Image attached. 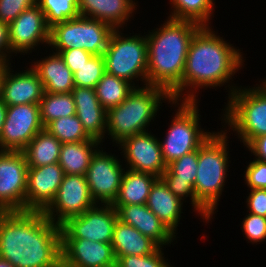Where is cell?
Masks as SVG:
<instances>
[{
  "instance_id": "cell-1",
  "label": "cell",
  "mask_w": 266,
  "mask_h": 267,
  "mask_svg": "<svg viewBox=\"0 0 266 267\" xmlns=\"http://www.w3.org/2000/svg\"><path fill=\"white\" fill-rule=\"evenodd\" d=\"M0 258L14 267H62L61 226L42 211H0Z\"/></svg>"
},
{
  "instance_id": "cell-2",
  "label": "cell",
  "mask_w": 266,
  "mask_h": 267,
  "mask_svg": "<svg viewBox=\"0 0 266 267\" xmlns=\"http://www.w3.org/2000/svg\"><path fill=\"white\" fill-rule=\"evenodd\" d=\"M210 28L201 26L190 41L181 81V97L184 95L182 101L196 102L199 88L226 85L243 65L241 51Z\"/></svg>"
},
{
  "instance_id": "cell-3",
  "label": "cell",
  "mask_w": 266,
  "mask_h": 267,
  "mask_svg": "<svg viewBox=\"0 0 266 267\" xmlns=\"http://www.w3.org/2000/svg\"><path fill=\"white\" fill-rule=\"evenodd\" d=\"M200 24L168 18L147 38V85L164 88L181 102V81L190 41Z\"/></svg>"
},
{
  "instance_id": "cell-4",
  "label": "cell",
  "mask_w": 266,
  "mask_h": 267,
  "mask_svg": "<svg viewBox=\"0 0 266 267\" xmlns=\"http://www.w3.org/2000/svg\"><path fill=\"white\" fill-rule=\"evenodd\" d=\"M171 103V95L158 86L135 87L118 106L107 110L106 132L112 141L119 144L123 139L148 131L157 115L162 100Z\"/></svg>"
},
{
  "instance_id": "cell-5",
  "label": "cell",
  "mask_w": 266,
  "mask_h": 267,
  "mask_svg": "<svg viewBox=\"0 0 266 267\" xmlns=\"http://www.w3.org/2000/svg\"><path fill=\"white\" fill-rule=\"evenodd\" d=\"M227 130L212 132L198 148L197 175L194 182L196 200L213 215L224 190L228 172Z\"/></svg>"
},
{
  "instance_id": "cell-6",
  "label": "cell",
  "mask_w": 266,
  "mask_h": 267,
  "mask_svg": "<svg viewBox=\"0 0 266 267\" xmlns=\"http://www.w3.org/2000/svg\"><path fill=\"white\" fill-rule=\"evenodd\" d=\"M231 88L223 118L228 129L232 128L246 146L266 134V80L256 88Z\"/></svg>"
},
{
  "instance_id": "cell-7",
  "label": "cell",
  "mask_w": 266,
  "mask_h": 267,
  "mask_svg": "<svg viewBox=\"0 0 266 267\" xmlns=\"http://www.w3.org/2000/svg\"><path fill=\"white\" fill-rule=\"evenodd\" d=\"M120 29H114L103 54L105 72L128 81L134 87V79L147 85V38L146 36H123ZM133 82V83H132Z\"/></svg>"
},
{
  "instance_id": "cell-8",
  "label": "cell",
  "mask_w": 266,
  "mask_h": 267,
  "mask_svg": "<svg viewBox=\"0 0 266 267\" xmlns=\"http://www.w3.org/2000/svg\"><path fill=\"white\" fill-rule=\"evenodd\" d=\"M198 101H172L171 104L179 105L170 128L163 142L160 141L163 159L166 165L172 161L197 150L210 136L199 125Z\"/></svg>"
},
{
  "instance_id": "cell-9",
  "label": "cell",
  "mask_w": 266,
  "mask_h": 267,
  "mask_svg": "<svg viewBox=\"0 0 266 267\" xmlns=\"http://www.w3.org/2000/svg\"><path fill=\"white\" fill-rule=\"evenodd\" d=\"M113 30L100 20L79 16L51 27L49 46L54 50L83 49L92 55H103Z\"/></svg>"
},
{
  "instance_id": "cell-10",
  "label": "cell",
  "mask_w": 266,
  "mask_h": 267,
  "mask_svg": "<svg viewBox=\"0 0 266 267\" xmlns=\"http://www.w3.org/2000/svg\"><path fill=\"white\" fill-rule=\"evenodd\" d=\"M96 205L86 176L65 174L54 199L42 212L61 226L69 218L79 216Z\"/></svg>"
},
{
  "instance_id": "cell-11",
  "label": "cell",
  "mask_w": 266,
  "mask_h": 267,
  "mask_svg": "<svg viewBox=\"0 0 266 267\" xmlns=\"http://www.w3.org/2000/svg\"><path fill=\"white\" fill-rule=\"evenodd\" d=\"M27 172L21 151H0V211H25Z\"/></svg>"
},
{
  "instance_id": "cell-12",
  "label": "cell",
  "mask_w": 266,
  "mask_h": 267,
  "mask_svg": "<svg viewBox=\"0 0 266 267\" xmlns=\"http://www.w3.org/2000/svg\"><path fill=\"white\" fill-rule=\"evenodd\" d=\"M43 129L39 104L7 106L0 151H22Z\"/></svg>"
},
{
  "instance_id": "cell-13",
  "label": "cell",
  "mask_w": 266,
  "mask_h": 267,
  "mask_svg": "<svg viewBox=\"0 0 266 267\" xmlns=\"http://www.w3.org/2000/svg\"><path fill=\"white\" fill-rule=\"evenodd\" d=\"M114 154H108L99 148L92 156L85 174L90 193L98 205H112L118 196L125 168Z\"/></svg>"
},
{
  "instance_id": "cell-14",
  "label": "cell",
  "mask_w": 266,
  "mask_h": 267,
  "mask_svg": "<svg viewBox=\"0 0 266 267\" xmlns=\"http://www.w3.org/2000/svg\"><path fill=\"white\" fill-rule=\"evenodd\" d=\"M117 220V211L112 205L98 206L97 204L83 214L69 218L63 223L61 238H82L112 243Z\"/></svg>"
},
{
  "instance_id": "cell-15",
  "label": "cell",
  "mask_w": 266,
  "mask_h": 267,
  "mask_svg": "<svg viewBox=\"0 0 266 267\" xmlns=\"http://www.w3.org/2000/svg\"><path fill=\"white\" fill-rule=\"evenodd\" d=\"M50 27L38 4L25 9L8 25L9 44L12 53L30 52L40 43H50Z\"/></svg>"
},
{
  "instance_id": "cell-16",
  "label": "cell",
  "mask_w": 266,
  "mask_h": 267,
  "mask_svg": "<svg viewBox=\"0 0 266 267\" xmlns=\"http://www.w3.org/2000/svg\"><path fill=\"white\" fill-rule=\"evenodd\" d=\"M129 170L152 174L161 178L167 165L163 159L158 138L148 131L123 139L119 145Z\"/></svg>"
},
{
  "instance_id": "cell-17",
  "label": "cell",
  "mask_w": 266,
  "mask_h": 267,
  "mask_svg": "<svg viewBox=\"0 0 266 267\" xmlns=\"http://www.w3.org/2000/svg\"><path fill=\"white\" fill-rule=\"evenodd\" d=\"M198 149L172 161L167 165L161 179L169 190L181 201L190 197L194 209L207 222L213 217L197 200L194 191V182L197 175Z\"/></svg>"
},
{
  "instance_id": "cell-18",
  "label": "cell",
  "mask_w": 266,
  "mask_h": 267,
  "mask_svg": "<svg viewBox=\"0 0 266 267\" xmlns=\"http://www.w3.org/2000/svg\"><path fill=\"white\" fill-rule=\"evenodd\" d=\"M62 267H109L116 264L111 243L61 238Z\"/></svg>"
},
{
  "instance_id": "cell-19",
  "label": "cell",
  "mask_w": 266,
  "mask_h": 267,
  "mask_svg": "<svg viewBox=\"0 0 266 267\" xmlns=\"http://www.w3.org/2000/svg\"><path fill=\"white\" fill-rule=\"evenodd\" d=\"M64 176L59 163L28 167L25 211H43L54 199Z\"/></svg>"
},
{
  "instance_id": "cell-20",
  "label": "cell",
  "mask_w": 266,
  "mask_h": 267,
  "mask_svg": "<svg viewBox=\"0 0 266 267\" xmlns=\"http://www.w3.org/2000/svg\"><path fill=\"white\" fill-rule=\"evenodd\" d=\"M10 64H5L1 84V100L7 106L20 104H39L45 90L38 74L31 68L15 72Z\"/></svg>"
},
{
  "instance_id": "cell-21",
  "label": "cell",
  "mask_w": 266,
  "mask_h": 267,
  "mask_svg": "<svg viewBox=\"0 0 266 267\" xmlns=\"http://www.w3.org/2000/svg\"><path fill=\"white\" fill-rule=\"evenodd\" d=\"M118 215V220L136 228L141 234L149 237L160 247L171 244L176 238L146 204L112 205Z\"/></svg>"
},
{
  "instance_id": "cell-22",
  "label": "cell",
  "mask_w": 266,
  "mask_h": 267,
  "mask_svg": "<svg viewBox=\"0 0 266 267\" xmlns=\"http://www.w3.org/2000/svg\"><path fill=\"white\" fill-rule=\"evenodd\" d=\"M71 93L76 106V116L83 129L90 138L102 144L106 133L107 110L100 104L95 89L74 86Z\"/></svg>"
},
{
  "instance_id": "cell-23",
  "label": "cell",
  "mask_w": 266,
  "mask_h": 267,
  "mask_svg": "<svg viewBox=\"0 0 266 267\" xmlns=\"http://www.w3.org/2000/svg\"><path fill=\"white\" fill-rule=\"evenodd\" d=\"M133 0H79V14L120 29L136 10Z\"/></svg>"
},
{
  "instance_id": "cell-24",
  "label": "cell",
  "mask_w": 266,
  "mask_h": 267,
  "mask_svg": "<svg viewBox=\"0 0 266 267\" xmlns=\"http://www.w3.org/2000/svg\"><path fill=\"white\" fill-rule=\"evenodd\" d=\"M41 59L33 62L31 67L43 82L45 92L71 93L75 86L74 74L66 66L60 54L53 51L51 56Z\"/></svg>"
},
{
  "instance_id": "cell-25",
  "label": "cell",
  "mask_w": 266,
  "mask_h": 267,
  "mask_svg": "<svg viewBox=\"0 0 266 267\" xmlns=\"http://www.w3.org/2000/svg\"><path fill=\"white\" fill-rule=\"evenodd\" d=\"M146 205L175 235L181 213H183V201L169 190L161 178H158L152 185Z\"/></svg>"
},
{
  "instance_id": "cell-26",
  "label": "cell",
  "mask_w": 266,
  "mask_h": 267,
  "mask_svg": "<svg viewBox=\"0 0 266 267\" xmlns=\"http://www.w3.org/2000/svg\"><path fill=\"white\" fill-rule=\"evenodd\" d=\"M115 256H145L154 253L160 246L136 228L117 220L111 243Z\"/></svg>"
},
{
  "instance_id": "cell-27",
  "label": "cell",
  "mask_w": 266,
  "mask_h": 267,
  "mask_svg": "<svg viewBox=\"0 0 266 267\" xmlns=\"http://www.w3.org/2000/svg\"><path fill=\"white\" fill-rule=\"evenodd\" d=\"M101 142L95 139L63 143L58 163L67 175H85Z\"/></svg>"
},
{
  "instance_id": "cell-28",
  "label": "cell",
  "mask_w": 266,
  "mask_h": 267,
  "mask_svg": "<svg viewBox=\"0 0 266 267\" xmlns=\"http://www.w3.org/2000/svg\"><path fill=\"white\" fill-rule=\"evenodd\" d=\"M158 177L127 169L122 176L118 196L112 205L146 204L150 189Z\"/></svg>"
},
{
  "instance_id": "cell-29",
  "label": "cell",
  "mask_w": 266,
  "mask_h": 267,
  "mask_svg": "<svg viewBox=\"0 0 266 267\" xmlns=\"http://www.w3.org/2000/svg\"><path fill=\"white\" fill-rule=\"evenodd\" d=\"M62 143L45 128L21 151L28 167L58 163Z\"/></svg>"
},
{
  "instance_id": "cell-30",
  "label": "cell",
  "mask_w": 266,
  "mask_h": 267,
  "mask_svg": "<svg viewBox=\"0 0 266 267\" xmlns=\"http://www.w3.org/2000/svg\"><path fill=\"white\" fill-rule=\"evenodd\" d=\"M135 87L114 75L105 72L95 86V94L106 109L120 105Z\"/></svg>"
},
{
  "instance_id": "cell-31",
  "label": "cell",
  "mask_w": 266,
  "mask_h": 267,
  "mask_svg": "<svg viewBox=\"0 0 266 267\" xmlns=\"http://www.w3.org/2000/svg\"><path fill=\"white\" fill-rule=\"evenodd\" d=\"M214 0H170L173 12L168 18L175 20H189L209 26V19L213 16Z\"/></svg>"
},
{
  "instance_id": "cell-32",
  "label": "cell",
  "mask_w": 266,
  "mask_h": 267,
  "mask_svg": "<svg viewBox=\"0 0 266 267\" xmlns=\"http://www.w3.org/2000/svg\"><path fill=\"white\" fill-rule=\"evenodd\" d=\"M40 118L43 126L61 117L76 114V106L72 93L45 92L39 102Z\"/></svg>"
},
{
  "instance_id": "cell-33",
  "label": "cell",
  "mask_w": 266,
  "mask_h": 267,
  "mask_svg": "<svg viewBox=\"0 0 266 267\" xmlns=\"http://www.w3.org/2000/svg\"><path fill=\"white\" fill-rule=\"evenodd\" d=\"M44 128L62 144L91 139L83 129L82 123L76 114L54 120Z\"/></svg>"
},
{
  "instance_id": "cell-34",
  "label": "cell",
  "mask_w": 266,
  "mask_h": 267,
  "mask_svg": "<svg viewBox=\"0 0 266 267\" xmlns=\"http://www.w3.org/2000/svg\"><path fill=\"white\" fill-rule=\"evenodd\" d=\"M37 4L43 11L50 28L80 16L79 0H37Z\"/></svg>"
},
{
  "instance_id": "cell-35",
  "label": "cell",
  "mask_w": 266,
  "mask_h": 267,
  "mask_svg": "<svg viewBox=\"0 0 266 267\" xmlns=\"http://www.w3.org/2000/svg\"><path fill=\"white\" fill-rule=\"evenodd\" d=\"M105 73V61L103 55H93L87 63H84L74 73V84L79 87L95 88Z\"/></svg>"
},
{
  "instance_id": "cell-36",
  "label": "cell",
  "mask_w": 266,
  "mask_h": 267,
  "mask_svg": "<svg viewBox=\"0 0 266 267\" xmlns=\"http://www.w3.org/2000/svg\"><path fill=\"white\" fill-rule=\"evenodd\" d=\"M163 247L145 256H115L118 267H172L164 258Z\"/></svg>"
},
{
  "instance_id": "cell-37",
  "label": "cell",
  "mask_w": 266,
  "mask_h": 267,
  "mask_svg": "<svg viewBox=\"0 0 266 267\" xmlns=\"http://www.w3.org/2000/svg\"><path fill=\"white\" fill-rule=\"evenodd\" d=\"M242 222V230L247 238L252 243H258L266 239V218L249 213Z\"/></svg>"
},
{
  "instance_id": "cell-38",
  "label": "cell",
  "mask_w": 266,
  "mask_h": 267,
  "mask_svg": "<svg viewBox=\"0 0 266 267\" xmlns=\"http://www.w3.org/2000/svg\"><path fill=\"white\" fill-rule=\"evenodd\" d=\"M37 4V0H0V21L10 24L25 9Z\"/></svg>"
},
{
  "instance_id": "cell-39",
  "label": "cell",
  "mask_w": 266,
  "mask_h": 267,
  "mask_svg": "<svg viewBox=\"0 0 266 267\" xmlns=\"http://www.w3.org/2000/svg\"><path fill=\"white\" fill-rule=\"evenodd\" d=\"M244 178L250 189H266V162L254 159L248 164Z\"/></svg>"
},
{
  "instance_id": "cell-40",
  "label": "cell",
  "mask_w": 266,
  "mask_h": 267,
  "mask_svg": "<svg viewBox=\"0 0 266 267\" xmlns=\"http://www.w3.org/2000/svg\"><path fill=\"white\" fill-rule=\"evenodd\" d=\"M56 53L60 54L66 66L73 72V74L93 56L83 49L56 50Z\"/></svg>"
},
{
  "instance_id": "cell-41",
  "label": "cell",
  "mask_w": 266,
  "mask_h": 267,
  "mask_svg": "<svg viewBox=\"0 0 266 267\" xmlns=\"http://www.w3.org/2000/svg\"><path fill=\"white\" fill-rule=\"evenodd\" d=\"M246 202L249 213L266 218V189H250Z\"/></svg>"
},
{
  "instance_id": "cell-42",
  "label": "cell",
  "mask_w": 266,
  "mask_h": 267,
  "mask_svg": "<svg viewBox=\"0 0 266 267\" xmlns=\"http://www.w3.org/2000/svg\"><path fill=\"white\" fill-rule=\"evenodd\" d=\"M11 48L9 44V31L8 24L2 23L0 21V63L9 64L10 63V54Z\"/></svg>"
},
{
  "instance_id": "cell-43",
  "label": "cell",
  "mask_w": 266,
  "mask_h": 267,
  "mask_svg": "<svg viewBox=\"0 0 266 267\" xmlns=\"http://www.w3.org/2000/svg\"><path fill=\"white\" fill-rule=\"evenodd\" d=\"M246 147L255 159L266 162V134L252 139Z\"/></svg>"
},
{
  "instance_id": "cell-44",
  "label": "cell",
  "mask_w": 266,
  "mask_h": 267,
  "mask_svg": "<svg viewBox=\"0 0 266 267\" xmlns=\"http://www.w3.org/2000/svg\"><path fill=\"white\" fill-rule=\"evenodd\" d=\"M7 113V105L0 99V135L4 126V121Z\"/></svg>"
},
{
  "instance_id": "cell-45",
  "label": "cell",
  "mask_w": 266,
  "mask_h": 267,
  "mask_svg": "<svg viewBox=\"0 0 266 267\" xmlns=\"http://www.w3.org/2000/svg\"><path fill=\"white\" fill-rule=\"evenodd\" d=\"M0 267H14L10 262L0 258Z\"/></svg>"
},
{
  "instance_id": "cell-46",
  "label": "cell",
  "mask_w": 266,
  "mask_h": 267,
  "mask_svg": "<svg viewBox=\"0 0 266 267\" xmlns=\"http://www.w3.org/2000/svg\"><path fill=\"white\" fill-rule=\"evenodd\" d=\"M5 68V64L0 63V99H1V84H2V77H3V69Z\"/></svg>"
},
{
  "instance_id": "cell-47",
  "label": "cell",
  "mask_w": 266,
  "mask_h": 267,
  "mask_svg": "<svg viewBox=\"0 0 266 267\" xmlns=\"http://www.w3.org/2000/svg\"><path fill=\"white\" fill-rule=\"evenodd\" d=\"M109 267H118V266H117V264H114V265H112V266H109Z\"/></svg>"
}]
</instances>
